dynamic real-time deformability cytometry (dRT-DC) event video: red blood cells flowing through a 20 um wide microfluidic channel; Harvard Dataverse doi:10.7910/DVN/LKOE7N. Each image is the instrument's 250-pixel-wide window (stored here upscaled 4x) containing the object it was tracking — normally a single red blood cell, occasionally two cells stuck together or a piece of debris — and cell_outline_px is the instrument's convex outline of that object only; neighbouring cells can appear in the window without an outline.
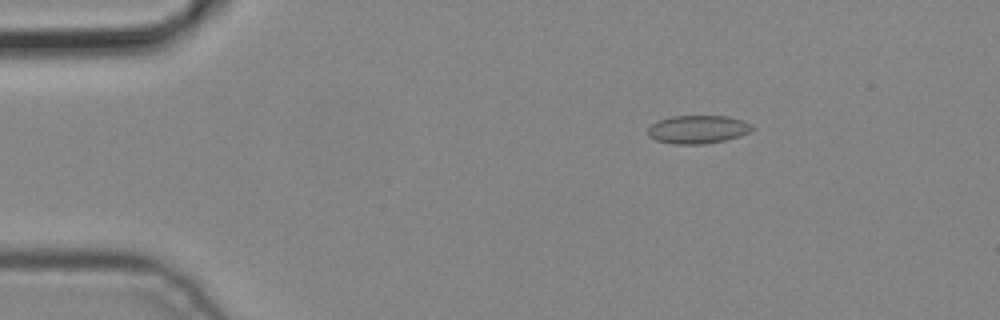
{"species": "common noctule bat (a hibernating species)", "species_latin": "Nyctalus noctula", "temperature_condition": "cold", "stored_images_in_passage": 5, "camera_frame_rate_fps": 3000, "um_per_image_px": 0.085, "animal": {"sex": "male", "body_mass_g": 19.2, "forearm_length_mm": 51.8}, "frame": {"image": 1, "passage_image": 2, "time_ms": 0.333, "image_size_px": [1000, 320], "cell_outline_px": [[756, 128], [740, 136], [724, 140], [704, 144], [676, 144], [656, 140], [648, 136], [648, 128], [652, 124], [660, 120], [672, 116], [728, 116], [744, 120], [752, 124]], "centroid_in_image_um": [59.35, 10.99], "position_along_channel_um": 25.6, "area_um2": 17.17}}
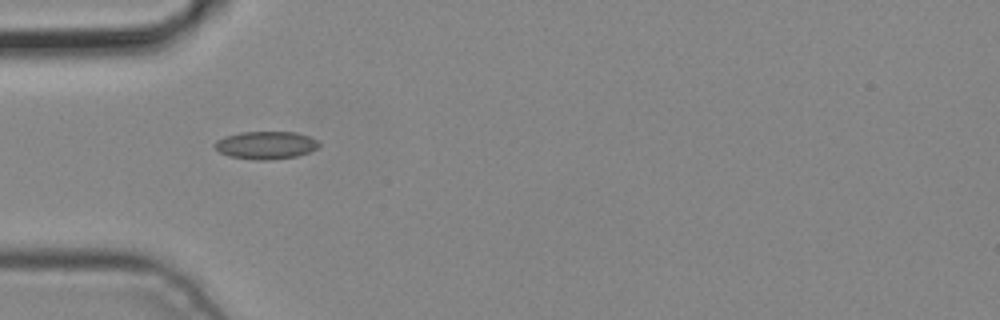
{"frame": {"image": 2, "passage_image": 4, "time_ms": 1.0, "image_size_px": [1000, 320], "cell_outline_px": [[320, 144], [316, 148], [308, 152], [296, 156], [268, 160], [256, 160], [228, 156], [220, 152], [212, 144], [216, 140], [224, 136], [240, 132], [296, 132], [308, 136], [316, 140]], "centroid_in_image_um": [22.55, 12.33], "position_along_channel_um": 62.5, "area_um2": 16.82}}
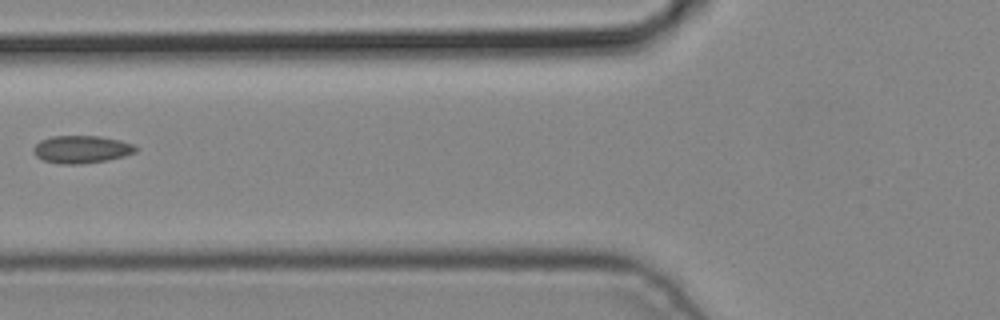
{"frame": {"image": 3, "passage_image": 5, "time_ms": 1.333, "image_size_px": [1000, 320], "cell_outline_px": [[140, 148], [136, 152], [124, 156], [108, 160], [84, 164], [60, 164], [44, 160], [36, 156], [32, 152], [32, 148], [40, 140], [52, 136], [100, 136], [120, 140], [136, 144]], "centroid_in_image_um": [6.96, 12.69], "position_along_channel_um": 118.8, "area_um2": 16.76}}